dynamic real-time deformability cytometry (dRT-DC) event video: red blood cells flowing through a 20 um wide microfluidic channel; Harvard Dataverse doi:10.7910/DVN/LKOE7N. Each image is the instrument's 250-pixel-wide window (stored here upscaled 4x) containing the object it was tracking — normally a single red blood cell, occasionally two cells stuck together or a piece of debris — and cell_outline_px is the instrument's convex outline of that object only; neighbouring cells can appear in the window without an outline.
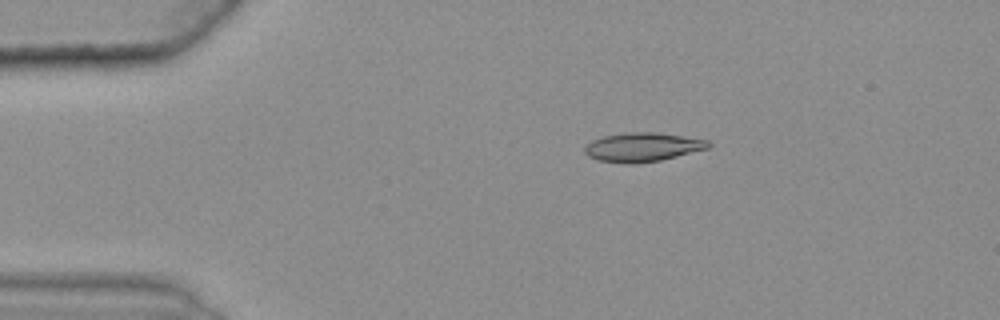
{"species": "common noctule bat (a hibernating species)", "species_latin": "Nyctalus noctula", "temperature_condition": "warm", "stored_images_in_passage": 50, "camera_frame_rate_fps": 3000, "um_per_image_px": 0.085, "animal": {"sex": "female", "body_mass_g": 25.1}, "frame": {"image": 1, "passage_image": 11, "time_ms": 3.333, "image_size_px": [1000, 320], "cell_outline_px": [[712, 144], [708, 148], [660, 160], [632, 164], [628, 164], [596, 160], [588, 156], [584, 152], [584, 148], [592, 140], [604, 136], [628, 132], [656, 132], [708, 140]], "centroid_in_image_um": [54.59, 12.51], "position_along_channel_um": 30.4, "area_um2": 20.75}}
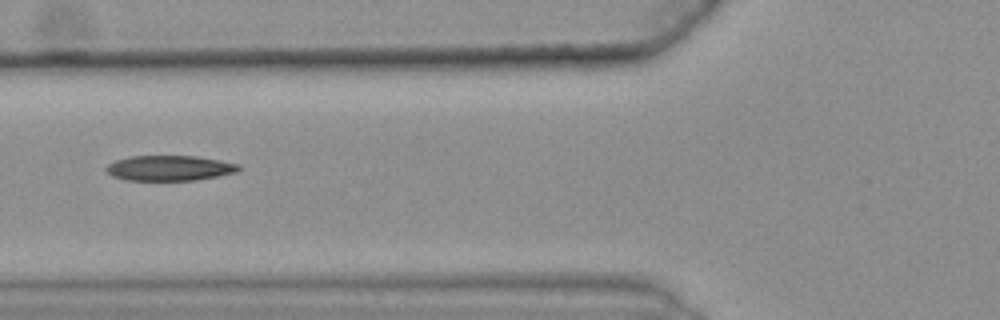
{"frame": {"image": 2, "passage_image": 22, "time_ms": 7.0, "image_size_px": [1000, 320], "cell_outline_px": [[240, 168], [236, 172], [196, 180], [128, 180], [112, 176], [104, 168], [108, 164], [116, 160], [132, 156], [196, 156], [220, 160], [240, 164]], "centroid_in_image_um": [14.41, 14.28], "position_along_channel_um": 111.4, "area_um2": 19.36}}
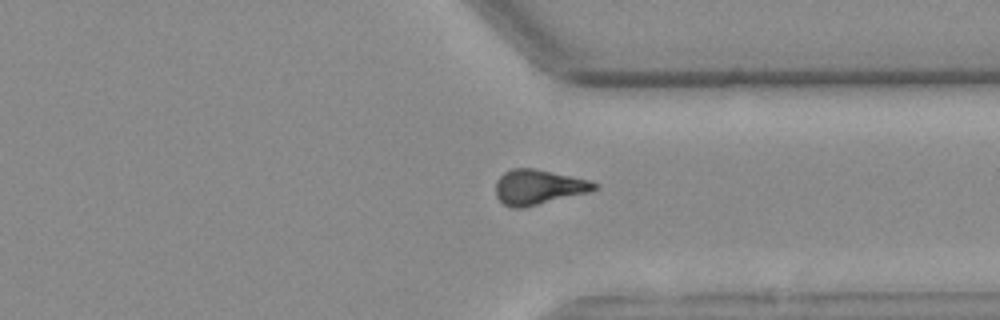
{"frame": {"image": 3, "passage_image": 43, "time_ms": 14.0, "image_size_px": [1000, 320], "cell_outline_px": [[600, 188], [588, 192], [524, 208], [512, 208], [504, 204], [496, 196], [496, 180], [504, 172], [512, 168], [536, 168], [588, 180], [600, 184]], "centroid_in_image_um": [45.76, 15.9], "position_along_channel_um": 365.6, "area_um2": 20.17}, "authors_computed_cell_mechanics": {"area_um2": 20.0277, "velocity_mm_per_s": 3.6324, "shape_relaxation_time_tau1_ms": null, "shape_relaxation_time_tau2_ms": 6.8289, "deformation_change_tau1": null, "deformation_change_tau2": 0.1843}}